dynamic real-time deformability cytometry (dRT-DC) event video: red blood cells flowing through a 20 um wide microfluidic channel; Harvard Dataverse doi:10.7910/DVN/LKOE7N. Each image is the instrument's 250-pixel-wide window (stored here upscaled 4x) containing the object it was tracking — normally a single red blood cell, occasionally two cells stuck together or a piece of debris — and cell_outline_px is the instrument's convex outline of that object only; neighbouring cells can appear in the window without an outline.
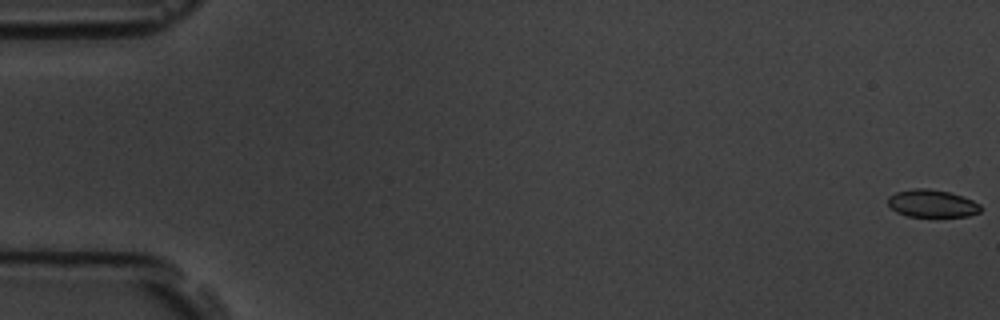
{"species": "common noctule bat (a hibernating species)", "species_latin": "Nyctalus noctula", "temperature_condition": "room temperature", "stored_images_in_passage": 6, "camera_frame_rate_fps": 3000, "um_per_image_px": 0.085, "animal": {"sex": "male", "body_mass_g": 19.5, "forearm_length_mm": 54.6}, "frame": {"image": 1, "passage_image": 1, "time_ms": 0.0, "image_size_px": [1000, 320], "cell_outline_px": [[984, 208], [980, 212], [968, 216], [908, 216], [896, 212], [888, 204], [888, 196], [896, 192], [912, 188], [928, 188], [948, 192], [972, 200], [980, 204]], "centroid_in_image_um": [79.22, 17.29], "position_along_channel_um": 5.8, "area_um2": 14.85}}
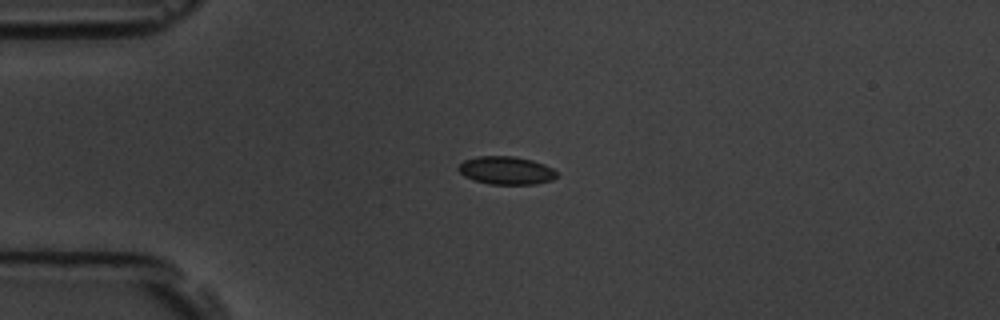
{"frame": {"image": 2, "passage_image": 5, "time_ms": 4.667, "image_size_px": [1000, 320], "cell_outline_px": [[556, 176], [552, 180], [536, 184], [488, 184], [464, 176], [456, 168], [464, 160], [480, 156], [512, 156], [532, 160], [544, 164], [552, 168], [556, 172]], "centroid_in_image_um": [43.02, 14.49], "position_along_channel_um": 42.0, "area_um2": 15.95}}